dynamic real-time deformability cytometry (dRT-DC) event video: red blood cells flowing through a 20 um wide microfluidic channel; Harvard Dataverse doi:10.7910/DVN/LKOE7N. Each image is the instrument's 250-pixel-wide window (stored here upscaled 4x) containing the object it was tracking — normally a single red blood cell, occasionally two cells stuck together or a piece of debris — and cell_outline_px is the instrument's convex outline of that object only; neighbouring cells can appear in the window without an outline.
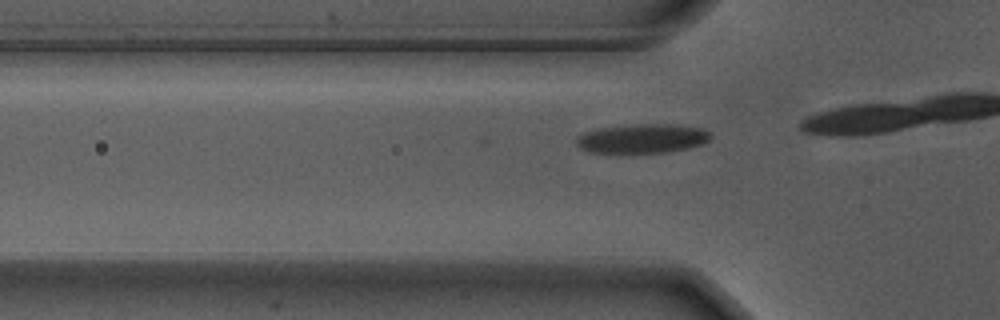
{"species": "Egyptian fruit bat (a non-hibernating species)", "species_latin": "Rousettus aegyptiacus", "temperature_condition": "warm", "stored_images_in_passage": 13, "camera_frame_rate_fps": 3000, "um_per_image_px": 0.085, "animal": {"sex": "male"}, "frame": {"image": 1, "passage_image": 10, "time_ms": 3.0, "image_size_px": [1000, 320], "cell_outline_px": [[712, 136], [704, 144], [688, 148], [668, 152], [588, 152], [580, 148], [576, 144], [576, 140], [584, 132], [600, 128], [644, 124], [668, 124], [704, 128]], "centroid_in_image_um": [54.63, 11.78], "position_along_channel_um": 71.2, "area_um2": 22.54}}